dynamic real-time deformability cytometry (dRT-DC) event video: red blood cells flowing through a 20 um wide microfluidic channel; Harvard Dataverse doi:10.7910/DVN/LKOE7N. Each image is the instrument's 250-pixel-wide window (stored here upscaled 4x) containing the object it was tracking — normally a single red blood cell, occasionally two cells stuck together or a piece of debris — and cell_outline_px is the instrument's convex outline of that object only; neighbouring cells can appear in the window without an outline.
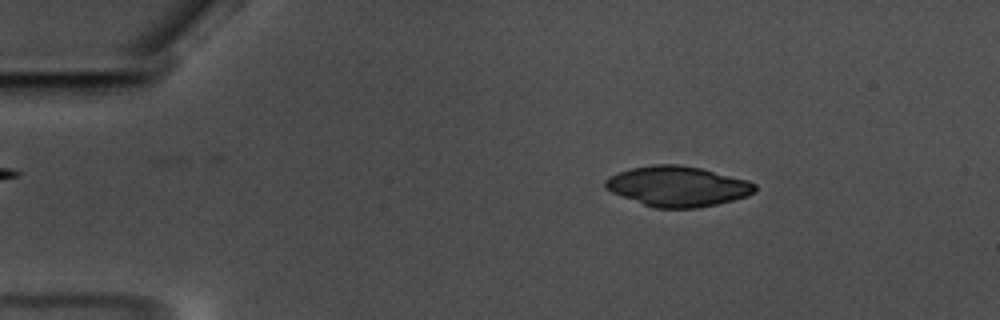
{"species": "common noctule bat (a hibernating species)", "species_latin": "Nyctalus noctula", "temperature_condition": "warm", "stored_images_in_passage": 57, "camera_frame_rate_fps": 3000, "um_per_image_px": 0.085, "animal": {"sex": "male", "body_mass_g": 17.5, "forearm_length_mm": 52.3}, "frame": {"image": 1, "passage_image": 9, "time_ms": 2.667, "image_size_px": [1000, 320], "cell_outline_px": [[756, 192], [732, 200], [716, 204], [696, 208], [652, 208], [612, 192], [604, 188], [604, 180], [620, 172], [632, 168], [652, 164], [680, 164], [700, 168], [748, 180], [756, 184]], "centroid_in_image_um": [57.59, 15.83], "position_along_channel_um": 27.4, "area_um2": 34.91}}